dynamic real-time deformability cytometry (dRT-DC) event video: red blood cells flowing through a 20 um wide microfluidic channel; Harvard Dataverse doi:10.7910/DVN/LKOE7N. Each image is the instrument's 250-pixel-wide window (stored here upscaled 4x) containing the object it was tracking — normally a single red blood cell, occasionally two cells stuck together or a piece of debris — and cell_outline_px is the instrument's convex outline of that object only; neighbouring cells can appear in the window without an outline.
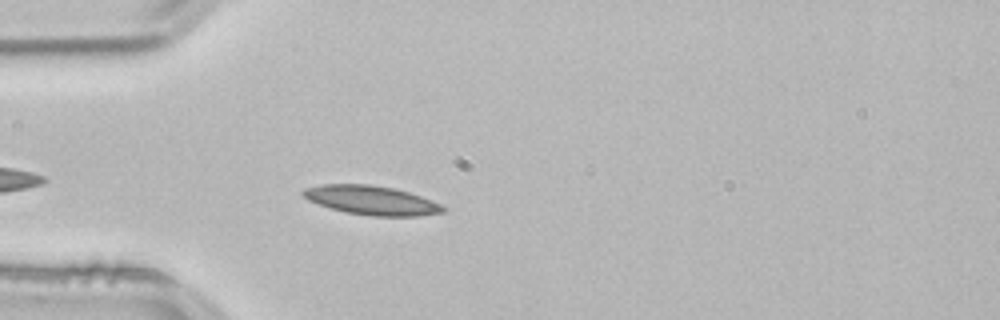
{"species": "common noctule bat (a hibernating species)", "species_latin": "Nyctalus noctula", "temperature_condition": "room temperature", "stored_images_in_passage": 21, "camera_frame_rate_fps": 3000, "um_per_image_px": 0.085, "animal": {"sex": "male", "body_mass_g": 21.5, "forearm_length_mm": 52.0}, "frame": {"image": 1, "passage_image": 4, "time_ms": 1.0, "image_size_px": [1000, 320], "cell_outline_px": [[448, 208], [444, 212], [416, 216], [372, 216], [348, 212], [332, 208], [308, 200], [300, 192], [304, 188], [324, 184], [368, 184], [392, 188], [408, 192], [420, 196], [440, 204]], "centroid_in_image_um": [31.58, 17.02], "position_along_channel_um": 53.4, "area_um2": 23.41}}
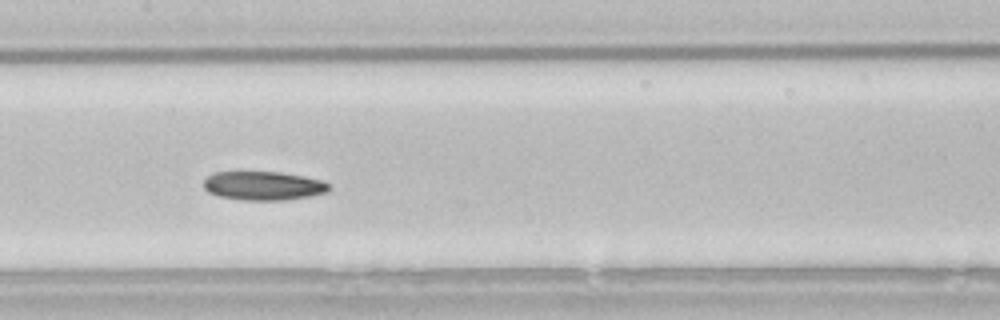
{"frame": {"image": 2, "passage_image": 15, "time_ms": 4.667, "image_size_px": [1000, 320], "cell_outline_px": [[332, 188], [328, 192], [288, 200], [240, 200], [220, 196], [208, 192], [204, 188], [204, 180], [212, 172], [280, 172], [304, 176], [324, 180]], "centroid_in_image_um": [22.41, 15.79], "position_along_channel_um": 185.0, "area_um2": 21.21}}
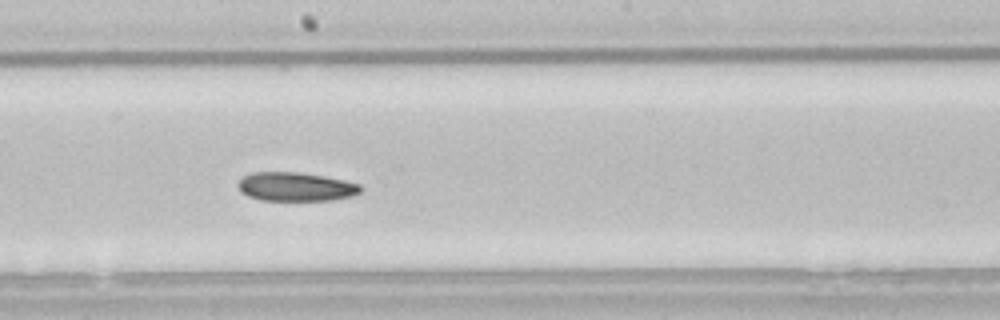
{"frame": {"image": 3, "passage_image": 18, "time_ms": 5.667, "image_size_px": [1000, 320], "cell_outline_px": [[364, 188], [360, 192], [352, 196], [332, 200], [260, 200], [248, 196], [240, 192], [236, 184], [244, 176], [252, 172], [300, 172], [324, 176], [344, 180], [360, 184]], "centroid_in_image_um": [25.14, 15.87], "position_along_channel_um": 223.1, "area_um2": 20.75}}